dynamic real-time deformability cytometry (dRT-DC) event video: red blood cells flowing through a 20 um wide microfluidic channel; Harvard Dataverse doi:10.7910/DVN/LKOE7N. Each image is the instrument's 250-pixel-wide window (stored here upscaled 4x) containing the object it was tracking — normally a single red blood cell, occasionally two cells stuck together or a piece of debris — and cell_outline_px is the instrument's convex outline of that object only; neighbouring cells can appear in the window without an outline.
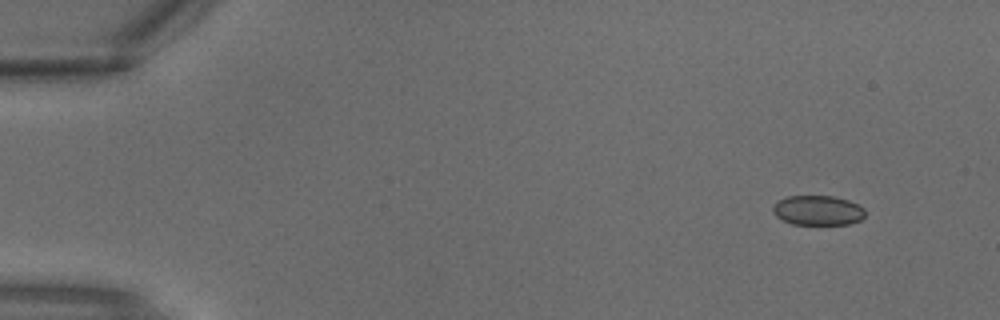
{"species": "common noctule bat (a hibernating species)", "species_latin": "Nyctalus noctula", "temperature_condition": "warm", "stored_images_in_passage": 3, "camera_frame_rate_fps": 3000, "um_per_image_px": 0.085, "animal": {"sex": "male", "body_mass_g": 18.8}, "frame": {"image": 1, "passage_image": 1, "time_ms": 0.0, "image_size_px": [1000, 320], "cell_outline_px": [[864, 216], [860, 220], [848, 224], [792, 224], [776, 216], [772, 212], [772, 208], [780, 200], [788, 196], [832, 196], [848, 200], [864, 208]], "centroid_in_image_um": [69.51, 17.88], "position_along_channel_um": 15.5, "area_um2": 15.78}}
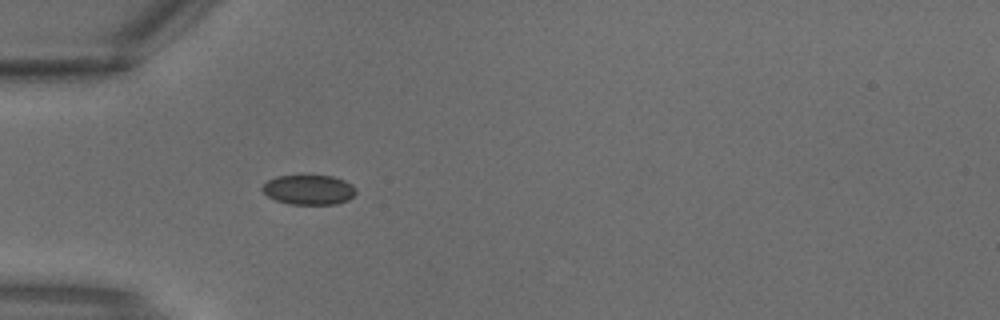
{"frame": {"image": 2, "passage_image": 3, "time_ms": 0.667, "image_size_px": [1000, 320], "cell_outline_px": [[356, 192], [348, 200], [336, 204], [292, 204], [276, 200], [268, 196], [260, 188], [268, 180], [276, 176], [332, 176], [344, 180], [352, 184], [356, 188]], "centroid_in_image_um": [26.26, 16.13], "position_along_channel_um": 58.7, "area_um2": 16.13}}